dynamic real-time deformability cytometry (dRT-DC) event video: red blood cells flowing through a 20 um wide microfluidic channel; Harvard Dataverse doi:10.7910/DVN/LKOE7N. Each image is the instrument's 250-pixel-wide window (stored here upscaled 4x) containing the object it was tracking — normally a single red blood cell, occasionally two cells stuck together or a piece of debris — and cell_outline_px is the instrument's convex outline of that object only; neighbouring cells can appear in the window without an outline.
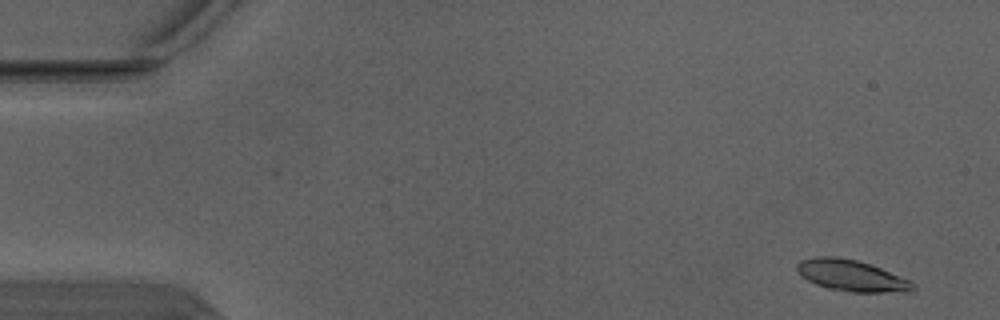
{"species": "Egyptian fruit bat (a non-hibernating species)", "species_latin": "Rousettus aegyptiacus", "temperature_condition": "warm", "stored_images_in_passage": 4, "camera_frame_rate_fps": 3000, "um_per_image_px": 0.085, "animal": {"sex": "male"}, "frame": {"image": 1, "passage_image": 1, "time_ms": 0.0, "image_size_px": [1000, 320], "cell_outline_px": [[916, 288], [912, 292], [852, 292], [828, 288], [816, 284], [800, 276], [796, 268], [796, 264], [800, 260], [816, 256], [832, 256], [856, 260], [880, 268], [912, 280], [916, 284]], "centroid_in_image_um": [72.4, 23.43], "position_along_channel_um": 12.6, "area_um2": 21.27}}
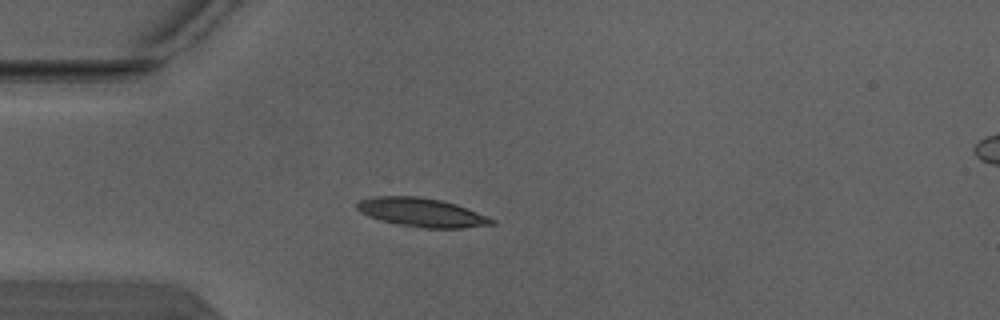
{"frame": {"image": 2, "passage_image": 4, "time_ms": 1.0, "image_size_px": [1000, 320], "cell_outline_px": [[496, 224], [464, 228], [424, 228], [396, 224], [380, 220], [368, 216], [360, 212], [356, 208], [356, 204], [360, 200], [372, 196], [420, 196], [440, 200], [456, 204], [488, 216], [496, 220]], "centroid_in_image_um": [35.85, 18.06], "position_along_channel_um": 49.2, "area_um2": 22.77}}